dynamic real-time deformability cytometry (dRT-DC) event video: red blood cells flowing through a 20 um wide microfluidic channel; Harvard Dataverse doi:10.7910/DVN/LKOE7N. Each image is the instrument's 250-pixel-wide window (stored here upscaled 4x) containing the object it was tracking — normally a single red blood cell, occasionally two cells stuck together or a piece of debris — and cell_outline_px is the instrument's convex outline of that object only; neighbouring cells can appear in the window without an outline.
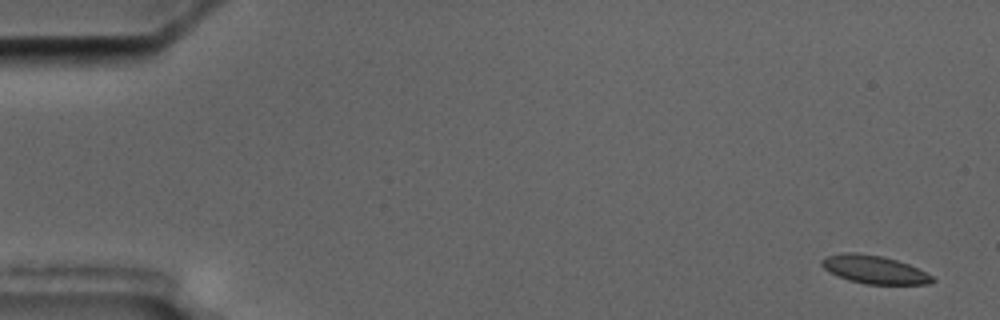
{"species": "common noctule bat (a hibernating species)", "species_latin": "Nyctalus noctula", "temperature_condition": "cold", "stored_images_in_passage": 9, "camera_frame_rate_fps": 3000, "um_per_image_px": 0.085, "animal": {"sex": "male", "body_mass_g": 17.5, "forearm_length_mm": 52.3}, "frame": {"image": 1, "passage_image": 1, "time_ms": 0.0, "image_size_px": [1000, 320], "cell_outline_px": [[936, 280], [928, 284], [864, 284], [848, 280], [828, 272], [820, 264], [820, 260], [824, 256], [840, 252], [856, 252], [880, 256], [896, 260], [908, 264], [932, 276]], "centroid_in_image_um": [74.23, 22.9], "position_along_channel_um": 10.8, "area_um2": 18.21}}
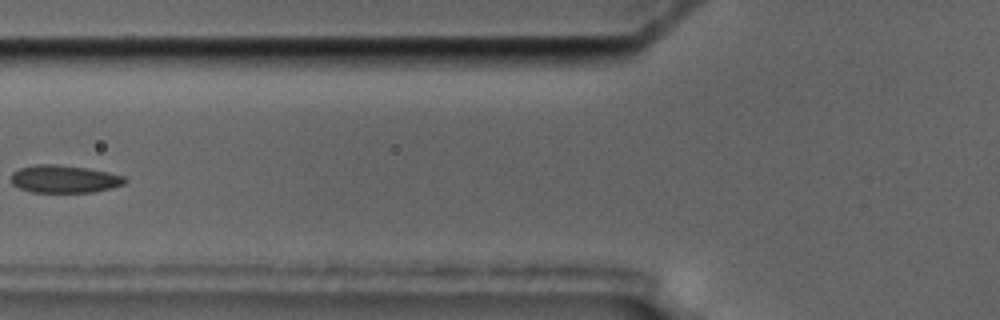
{"frame": {"image": 2, "passage_image": 7, "time_ms": 7.0, "image_size_px": [1000, 320], "cell_outline_px": [[128, 180], [124, 184], [112, 188], [92, 192], [32, 192], [20, 188], [12, 184], [12, 172], [20, 168], [36, 164], [56, 164], [88, 168], [108, 172], [124, 176]], "centroid_in_image_um": [5.48, 15.21], "position_along_channel_um": 120.3, "area_um2": 18.38}}
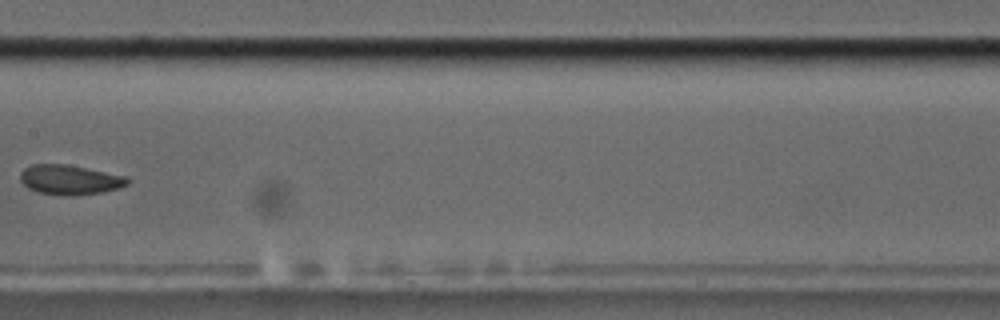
{"frame": {"image": 3, "passage_image": 9, "time_ms": 9.333, "image_size_px": [1000, 320], "cell_outline_px": [[132, 180], [128, 184], [120, 188], [104, 192], [76, 196], [60, 196], [36, 192], [28, 188], [20, 180], [20, 172], [24, 168], [32, 164], [68, 164], [128, 176]], "centroid_in_image_um": [5.97, 15.29], "position_along_channel_um": 201.4, "area_um2": 19.13}}